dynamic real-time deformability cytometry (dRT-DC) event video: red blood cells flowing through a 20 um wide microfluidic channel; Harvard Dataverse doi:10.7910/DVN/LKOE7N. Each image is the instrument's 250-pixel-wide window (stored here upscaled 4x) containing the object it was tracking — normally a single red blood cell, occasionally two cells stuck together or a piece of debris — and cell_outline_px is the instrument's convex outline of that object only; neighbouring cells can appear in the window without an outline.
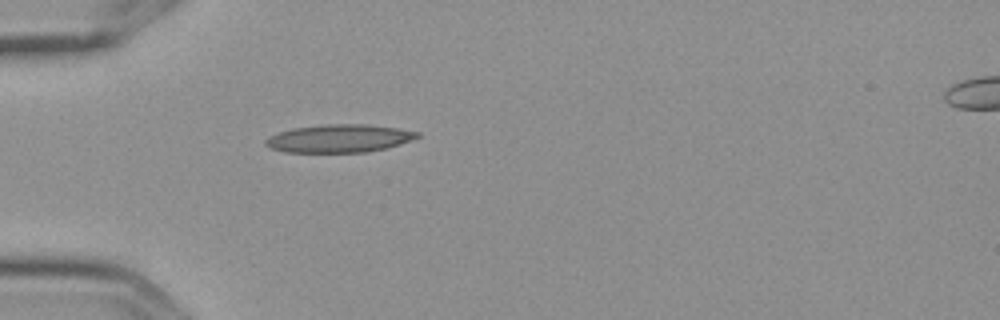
{"species": "Egyptian fruit bat (a non-hibernating species)", "species_latin": "Rousettus aegyptiacus", "temperature_condition": "cold", "stored_images_in_passage": 1, "camera_frame_rate_fps": 3000, "um_per_image_px": 0.085, "frame": {"image": 1, "passage_image": 1, "time_ms": 0.0, "image_size_px": [1000, 320], "cell_outline_px": [[420, 136], [384, 148], [364, 152], [284, 152], [272, 148], [264, 144], [264, 140], [268, 136], [292, 128], [324, 124], [364, 124], [396, 128], [420, 132]], "centroid_in_image_um": [28.75, 11.76], "position_along_channel_um": 56.2, "area_um2": 24.39}}